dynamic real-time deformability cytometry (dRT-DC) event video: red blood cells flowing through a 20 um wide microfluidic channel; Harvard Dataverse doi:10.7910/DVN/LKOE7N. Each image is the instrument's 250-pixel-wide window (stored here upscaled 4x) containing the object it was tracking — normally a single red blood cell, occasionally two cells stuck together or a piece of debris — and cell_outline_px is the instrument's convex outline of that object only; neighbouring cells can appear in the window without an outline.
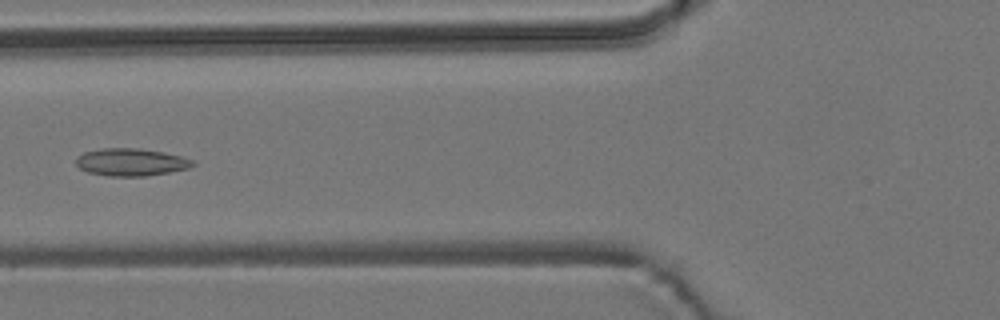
{"species": "common noctule bat (a hibernating species)", "species_latin": "Nyctalus noctula", "temperature_condition": "room temperature", "stored_images_in_passage": 5, "camera_frame_rate_fps": 3000, "um_per_image_px": 0.085, "animal": {"sex": "male", "body_mass_g": 19.2, "forearm_length_mm": 51.8}, "frame": {"image": 1, "passage_image": 5, "time_ms": 1.333, "image_size_px": [1000, 320], "cell_outline_px": [[196, 164], [188, 168], [168, 172], [144, 176], [108, 176], [88, 172], [80, 168], [76, 164], [76, 156], [84, 152], [104, 148], [140, 148], [164, 152], [180, 156], [192, 160]], "centroid_in_image_um": [11.11, 13.77], "position_along_channel_um": 114.7, "area_um2": 18.61}}